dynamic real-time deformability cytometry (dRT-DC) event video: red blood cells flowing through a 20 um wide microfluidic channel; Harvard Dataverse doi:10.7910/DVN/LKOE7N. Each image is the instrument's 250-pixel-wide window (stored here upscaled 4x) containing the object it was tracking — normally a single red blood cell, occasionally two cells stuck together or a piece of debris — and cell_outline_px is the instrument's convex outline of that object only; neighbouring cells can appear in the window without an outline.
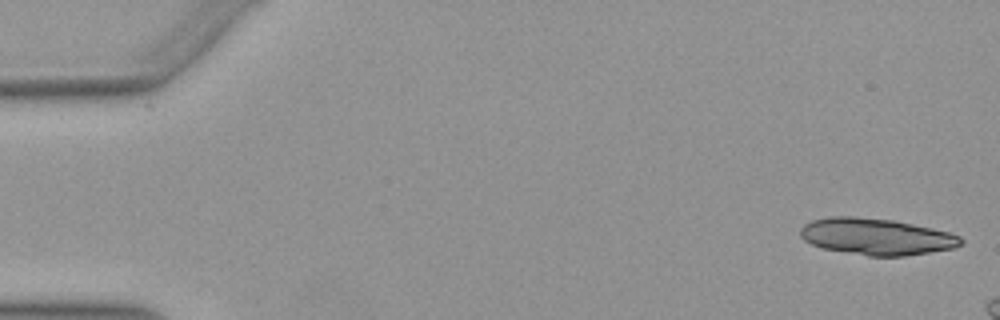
{"species": "Egyptian fruit bat (a non-hibernating species)", "species_latin": "Rousettus aegyptiacus", "temperature_condition": "warm", "stored_images_in_passage": 9, "camera_frame_rate_fps": 3000, "um_per_image_px": 0.085, "animal": {"sex": "female"}, "frame": {"image": 1, "passage_image": 1, "time_ms": 0.0, "image_size_px": [1000, 320], "cell_outline_px": [[964, 244], [956, 248], [904, 256], [868, 256], [820, 248], [804, 240], [800, 236], [800, 228], [804, 224], [812, 220], [828, 216], [856, 216], [892, 220], [932, 228], [948, 232], [960, 236], [964, 240]], "centroid_in_image_um": [74.49, 20.11], "position_along_channel_um": 10.5, "area_um2": 34.51}}